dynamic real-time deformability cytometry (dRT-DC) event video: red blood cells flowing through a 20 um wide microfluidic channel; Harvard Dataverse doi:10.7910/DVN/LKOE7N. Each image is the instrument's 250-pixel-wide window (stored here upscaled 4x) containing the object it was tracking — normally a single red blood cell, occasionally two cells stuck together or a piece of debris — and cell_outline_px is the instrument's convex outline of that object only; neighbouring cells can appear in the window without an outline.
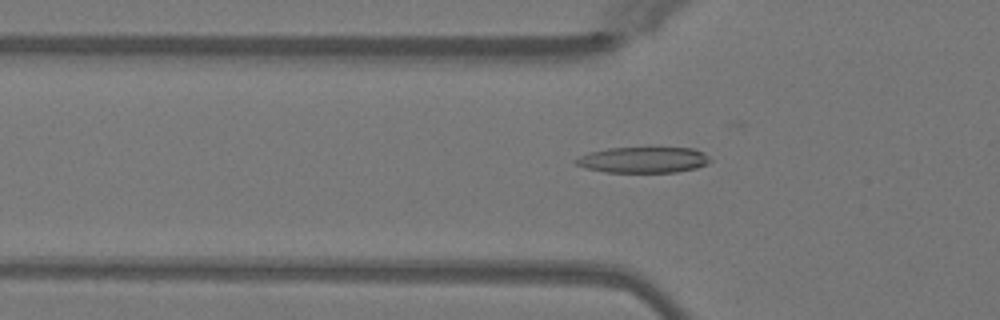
{"species": "Egyptian fruit bat (a non-hibernating species)", "species_latin": "Rousettus aegyptiacus", "temperature_condition": "warm", "stored_images_in_passage": 50, "camera_frame_rate_fps": 3000, "um_per_image_px": 0.085, "animal": {"sex": "female"}, "frame": {"image": 1, "passage_image": 17, "time_ms": 5.333, "image_size_px": [1000, 320], "cell_outline_px": [[712, 160], [708, 164], [696, 168], [676, 172], [604, 172], [588, 168], [576, 164], [572, 160], [588, 152], [608, 148], [692, 148], [704, 152]], "centroid_in_image_um": [54.69, 13.59], "position_along_channel_um": 71.1, "area_um2": 20.29}}
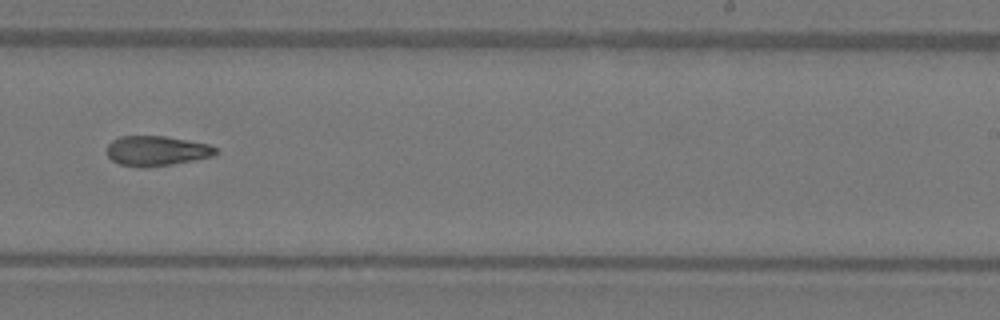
{"frame": {"image": 2, "passage_image": 32, "time_ms": 10.333, "image_size_px": [1000, 320], "cell_outline_px": [[216, 152], [212, 156], [172, 164], [144, 168], [140, 168], [120, 164], [112, 160], [108, 156], [108, 144], [112, 140], [120, 136], [164, 136], [208, 144], [216, 148]], "centroid_in_image_um": [13.27, 12.82], "position_along_channel_um": 275.7, "area_um2": 18.79}}
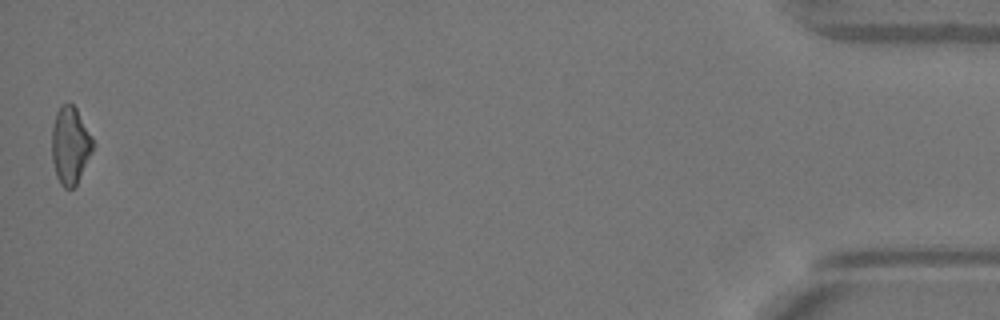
{"frame": {"image": 3, "passage_image": 50, "time_ms": 16.333, "image_size_px": [1000, 320], "cell_outline_px": [[96, 144], [76, 184], [72, 188], [64, 188], [60, 184], [56, 176], [52, 160], [52, 128], [56, 112], [60, 104], [68, 100], [76, 108], [92, 136]], "centroid_in_image_um": [5.97, 12.31], "position_along_channel_um": 429.2, "area_um2": 18.73}, "authors_computed_cell_mechanics": {"area_um2": 19.4497, "velocity_mm_per_s": 4.0748, "shape_relaxation_time_tau1_ms": 7.7686, "shape_relaxation_time_tau2_ms": null, "deformation_change_tau1": 0.2097, "deformation_change_tau2": null}}